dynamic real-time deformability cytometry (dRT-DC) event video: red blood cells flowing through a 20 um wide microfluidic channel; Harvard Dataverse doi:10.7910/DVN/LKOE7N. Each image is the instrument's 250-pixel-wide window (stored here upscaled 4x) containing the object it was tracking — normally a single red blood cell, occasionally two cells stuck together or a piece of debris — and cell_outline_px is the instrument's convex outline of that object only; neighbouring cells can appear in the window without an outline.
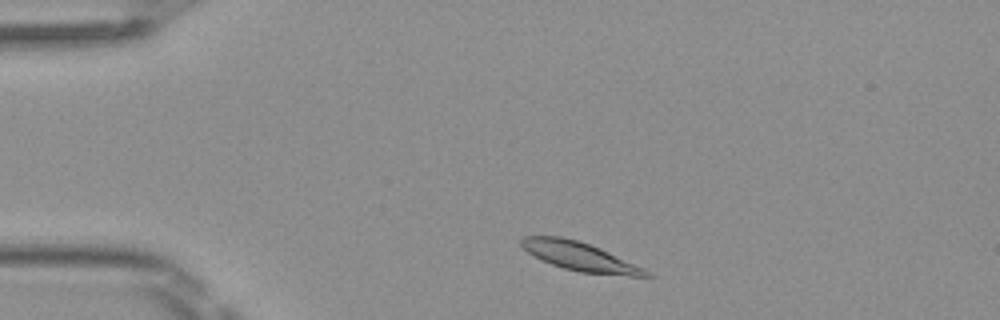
{"species": "Egyptian fruit bat (a non-hibernating species)", "species_latin": "Rousettus aegyptiacus", "temperature_condition": "room temperature", "stored_images_in_passage": 43, "camera_frame_rate_fps": 3000, "um_per_image_px": 0.085, "frame": {"image": 1, "passage_image": 3, "time_ms": 0.667, "image_size_px": [1000, 320], "cell_outline_px": [[652, 276], [628, 276], [580, 272], [564, 268], [552, 264], [528, 252], [520, 244], [520, 240], [524, 236], [560, 236], [576, 240], [600, 248], [644, 268]], "centroid_in_image_um": [49.28, 21.79], "position_along_channel_um": 35.7, "area_um2": 20.4}}
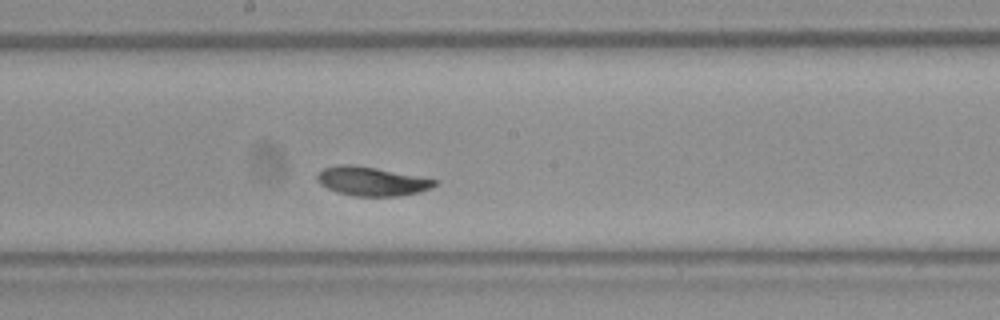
{"frame": {"image": 2, "passage_image": 20, "time_ms": 6.333, "image_size_px": [1000, 320], "cell_outline_px": [[436, 184], [432, 188], [420, 192], [400, 196], [352, 196], [336, 192], [320, 184], [316, 180], [316, 176], [324, 168], [340, 164], [352, 164], [376, 168], [436, 180]], "centroid_in_image_um": [31.56, 15.42], "position_along_channel_um": 216.6, "area_um2": 19.71}}
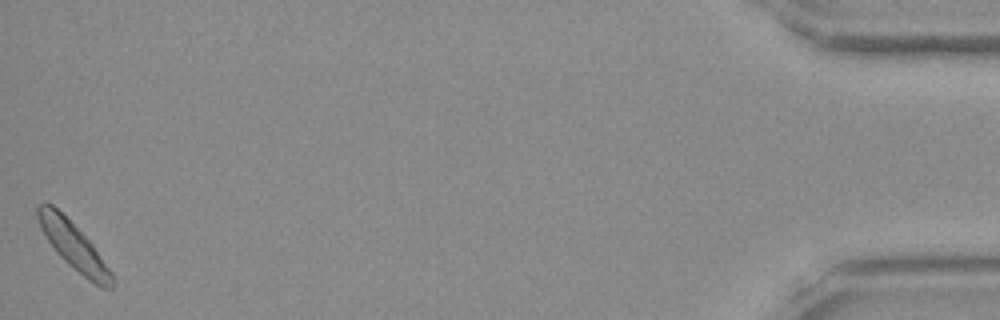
{"frame": {"image": 3, "passage_image": 43, "time_ms": 14.0, "image_size_px": [1000, 320], "cell_outline_px": [[112, 288], [104, 288], [88, 280], [68, 264], [56, 252], [44, 236], [40, 228], [36, 216], [36, 204], [44, 200], [52, 204], [92, 244], [112, 272]], "centroid_in_image_um": [6.17, 20.86], "position_along_channel_um": 429.0, "area_um2": 20.06}, "authors_computed_cell_mechanics": {"area_um2": 20.0566, "velocity_mm_per_s": 3.9756, "shape_relaxation_time_tau1_ms": 1.8773, "shape_relaxation_time_tau2_ms": null, "deformation_change_tau1": 0.0751, "deformation_change_tau2": null}}